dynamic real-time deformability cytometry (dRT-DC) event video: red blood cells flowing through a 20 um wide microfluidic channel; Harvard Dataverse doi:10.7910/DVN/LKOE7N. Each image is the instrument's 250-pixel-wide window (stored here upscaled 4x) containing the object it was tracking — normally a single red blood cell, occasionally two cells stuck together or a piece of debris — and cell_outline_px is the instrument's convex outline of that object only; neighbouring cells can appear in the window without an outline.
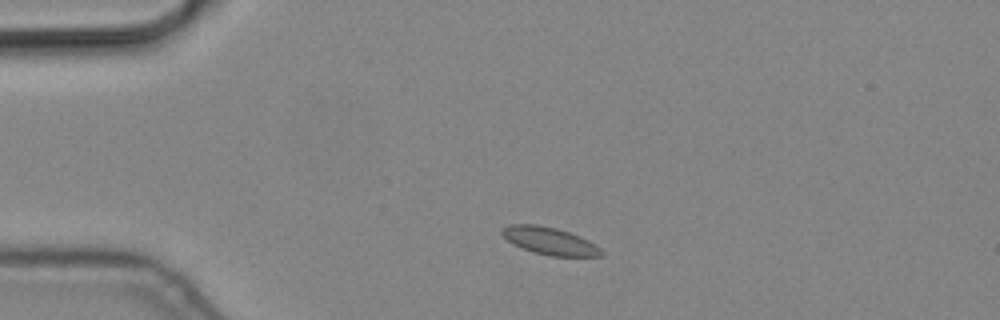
{"species": "common noctule bat (a hibernating species)", "species_latin": "Nyctalus noctula", "temperature_condition": "cold", "stored_images_in_passage": 3, "camera_frame_rate_fps": 3000, "um_per_image_px": 0.085, "animal": {"sex": "male", "body_mass_g": 19.2, "forearm_length_mm": 51.8}, "frame": {"image": 1, "passage_image": 2, "time_ms": 0.333, "image_size_px": [1000, 320], "cell_outline_px": [[604, 252], [600, 256], [552, 256], [536, 252], [512, 244], [500, 232], [500, 228], [508, 224], [536, 224], [556, 228], [580, 236], [596, 244]], "centroid_in_image_um": [46.71, 20.46], "position_along_channel_um": 38.3, "area_um2": 15.78}}